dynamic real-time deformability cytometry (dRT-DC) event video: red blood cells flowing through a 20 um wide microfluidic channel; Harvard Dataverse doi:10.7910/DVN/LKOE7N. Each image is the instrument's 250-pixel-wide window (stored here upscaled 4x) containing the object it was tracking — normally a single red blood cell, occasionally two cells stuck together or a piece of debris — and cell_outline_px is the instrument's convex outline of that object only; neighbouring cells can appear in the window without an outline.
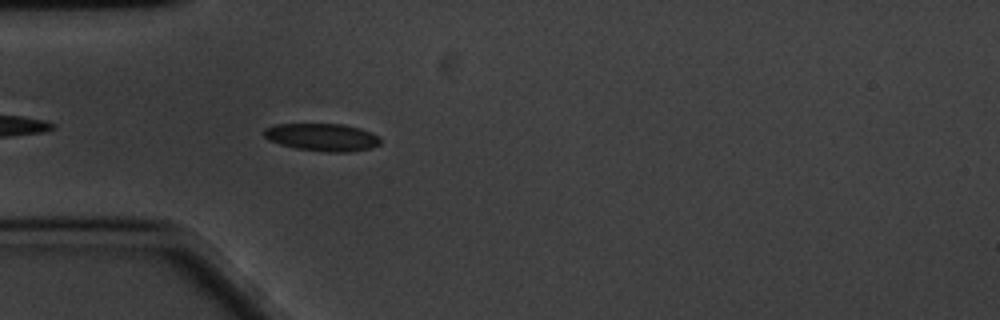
{"species": "common noctule bat (a hibernating species)", "species_latin": "Nyctalus noctula", "temperature_condition": "cold", "stored_images_in_passage": 20, "camera_frame_rate_fps": 3000, "um_per_image_px": 0.085, "animal": {"sex": "male", "body_mass_g": 20.1, "forearm_length_mm": 53.5}, "frame": {"image": 1, "passage_image": 1, "time_ms": 0.0, "image_size_px": [1000, 320], "cell_outline_px": [[380, 144], [368, 148], [348, 152], [328, 152], [296, 148], [280, 144], [268, 140], [260, 132], [264, 128], [276, 124], [344, 124], [360, 128], [372, 132], [380, 136]], "centroid_in_image_um": [27.36, 11.65], "position_along_channel_um": 57.6, "area_um2": 18.84}}
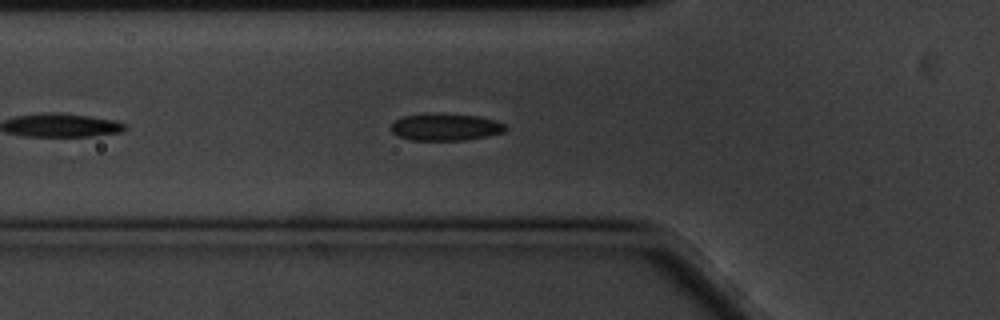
{"frame": {"image": 2, "passage_image": 4, "time_ms": 1.0, "image_size_px": [1000, 320], "cell_outline_px": [[508, 128], [504, 132], [488, 136], [464, 140], [412, 140], [400, 136], [392, 132], [392, 124], [396, 120], [404, 116], [480, 116], [496, 120], [504, 124]], "centroid_in_image_um": [37.95, 10.85], "position_along_channel_um": 87.8, "area_um2": 17.11}}
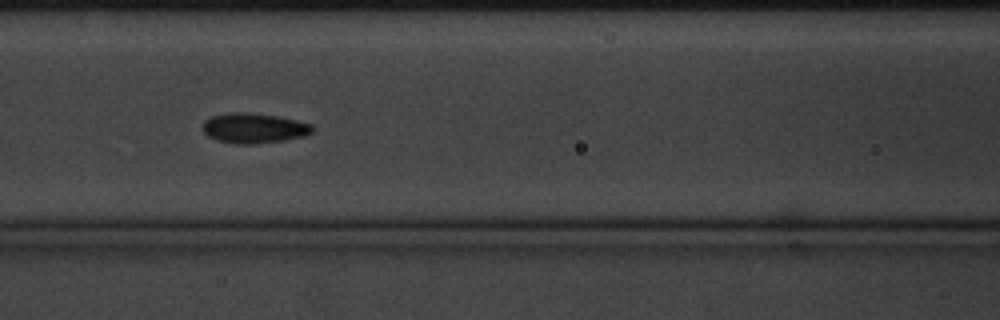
{"frame": {"image": 3, "passage_image": 9, "time_ms": 2.667, "image_size_px": [1000, 320], "cell_outline_px": [[312, 132], [304, 136], [284, 140], [252, 144], [236, 144], [216, 140], [208, 136], [200, 128], [204, 120], [212, 116], [228, 112], [240, 112], [276, 116], [296, 120], [312, 124]], "centroid_in_image_um": [21.52, 10.89], "position_along_channel_um": 145.1, "area_um2": 19.19}}